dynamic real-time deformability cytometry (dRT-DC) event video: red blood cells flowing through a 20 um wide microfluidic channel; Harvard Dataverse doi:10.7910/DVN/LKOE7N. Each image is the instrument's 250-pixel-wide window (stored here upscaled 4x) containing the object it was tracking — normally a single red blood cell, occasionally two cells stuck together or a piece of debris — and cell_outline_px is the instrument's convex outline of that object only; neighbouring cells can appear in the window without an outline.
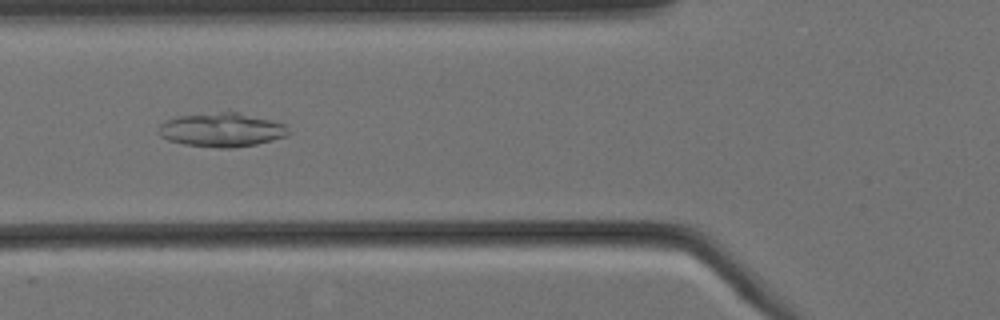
{"species": "Egyptian fruit bat (a non-hibernating species)", "species_latin": "Rousettus aegyptiacus", "temperature_condition": "cold", "stored_images_in_passage": 6, "camera_frame_rate_fps": 3000, "um_per_image_px": 0.085, "animal": {"sex": "female"}, "frame": {"image": 1, "passage_image": 5, "time_ms": 1.333, "image_size_px": [1000, 320], "cell_outline_px": [[292, 132], [288, 136], [256, 144], [232, 148], [220, 148], [184, 144], [168, 140], [160, 136], [160, 124], [164, 120], [180, 116], [220, 112], [240, 112], [272, 120], [284, 124]], "centroid_in_image_um": [18.89, 11.04], "position_along_channel_um": 106.9, "area_um2": 25.66}}
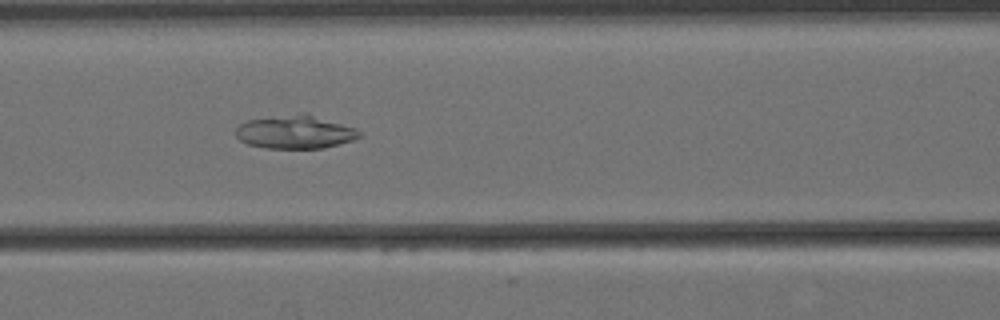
{"frame": {"image": 2, "passage_image": 6, "time_ms": 1.667, "image_size_px": [1000, 320], "cell_outline_px": [[364, 136], [352, 140], [324, 148], [268, 148], [248, 144], [240, 140], [236, 136], [236, 128], [240, 124], [248, 120], [300, 112], [308, 112], [356, 128]], "centroid_in_image_um": [25.13, 11.2], "position_along_channel_um": 141.5, "area_um2": 24.28}}